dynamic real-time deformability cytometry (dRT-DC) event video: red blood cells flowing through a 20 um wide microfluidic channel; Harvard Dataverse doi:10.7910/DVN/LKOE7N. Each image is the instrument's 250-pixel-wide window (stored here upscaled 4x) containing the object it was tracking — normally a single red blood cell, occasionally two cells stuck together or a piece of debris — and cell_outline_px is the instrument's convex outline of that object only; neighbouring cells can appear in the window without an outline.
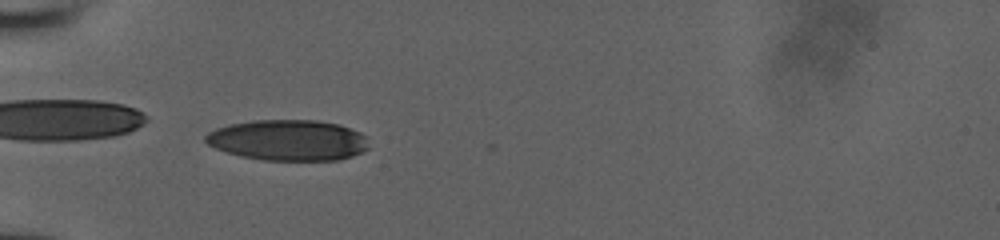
{"species": "human", "species_latin": "Homo sapiens", "temperature_condition": "room temperature", "stored_images_in_passage": 10, "camera_frame_rate_fps": 3000, "um_per_image_px": 0.085, "donor": {"sex": "male"}, "frame": {"image": 1, "passage_image": 9, "time_ms": 7.333, "image_size_px": [1000, 240], "cell_outline_px": [[368, 148], [352, 156], [340, 160], [264, 160], [240, 156], [216, 148], [208, 144], [204, 140], [204, 136], [208, 132], [216, 128], [228, 124], [252, 120], [316, 120], [340, 124], [360, 132], [368, 136]], "centroid_in_image_um": [24.5, 11.9], "position_along_channel_um": 60.5, "area_um2": 39.07}}